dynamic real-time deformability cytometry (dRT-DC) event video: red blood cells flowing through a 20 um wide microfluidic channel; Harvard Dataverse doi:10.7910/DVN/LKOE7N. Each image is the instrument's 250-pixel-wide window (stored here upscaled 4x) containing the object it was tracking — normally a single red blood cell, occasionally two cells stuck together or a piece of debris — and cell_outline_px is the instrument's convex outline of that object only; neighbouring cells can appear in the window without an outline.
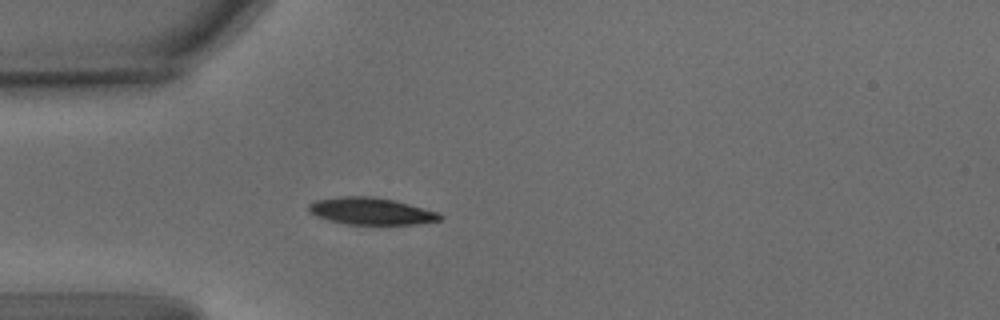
{"species": "common noctule bat (a hibernating species)", "species_latin": "Nyctalus noctula", "temperature_condition": "warm", "stored_images_in_passage": 44, "camera_frame_rate_fps": 3000, "um_per_image_px": 0.085, "animal": {"sex": "male", "body_mass_g": 15.6}, "frame": {"image": 1, "passage_image": 1, "time_ms": 0.0, "image_size_px": [1000, 320], "cell_outline_px": [[444, 216], [440, 220], [416, 224], [344, 224], [328, 220], [316, 216], [308, 212], [308, 204], [316, 200], [340, 196], [372, 196], [392, 200], [440, 212]], "centroid_in_image_um": [31.52, 17.95], "position_along_channel_um": 53.5, "area_um2": 20.69}}
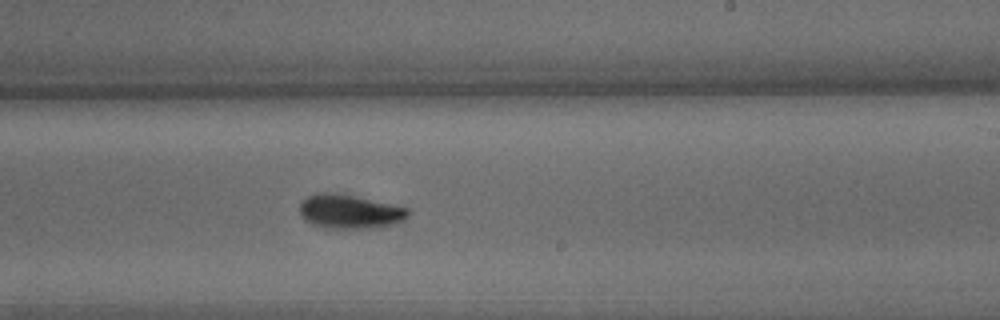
{"frame": {"image": 2, "passage_image": 20, "time_ms": 6.333, "image_size_px": [1000, 320], "cell_outline_px": [[408, 216], [404, 220], [396, 224], [380, 228], [328, 228], [312, 224], [304, 220], [300, 216], [300, 204], [308, 196], [324, 192], [328, 192], [352, 196], [408, 208]], "centroid_in_image_um": [29.72, 18.01], "position_along_channel_um": 259.3, "area_um2": 21.27}}
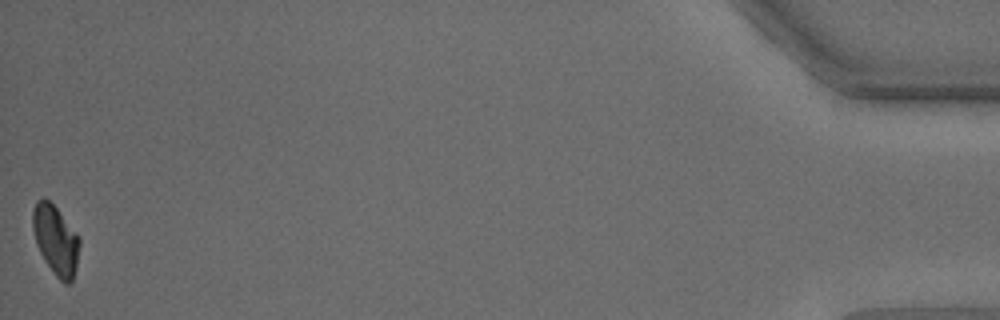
{"frame": {"image": 3, "passage_image": 44, "time_ms": 14.333, "image_size_px": [1000, 320], "cell_outline_px": [[80, 244], [76, 268], [72, 280], [68, 284], [64, 284], [52, 272], [44, 260], [36, 244], [32, 228], [32, 212], [36, 200], [44, 196], [56, 208], [80, 236]], "centroid_in_image_um": [4.73, 20.39], "position_along_channel_um": 430.5, "area_um2": 19.13}, "authors_computed_cell_mechanics": {"area_um2": 20.519, "velocity_mm_per_s": 3.3534, "shape_relaxation_time_tau1_ms": 3.0651, "shape_relaxation_time_tau2_ms": 4.6535, "deformation_change_tau1": 0.123, "deformation_change_tau2": 0.0744}}